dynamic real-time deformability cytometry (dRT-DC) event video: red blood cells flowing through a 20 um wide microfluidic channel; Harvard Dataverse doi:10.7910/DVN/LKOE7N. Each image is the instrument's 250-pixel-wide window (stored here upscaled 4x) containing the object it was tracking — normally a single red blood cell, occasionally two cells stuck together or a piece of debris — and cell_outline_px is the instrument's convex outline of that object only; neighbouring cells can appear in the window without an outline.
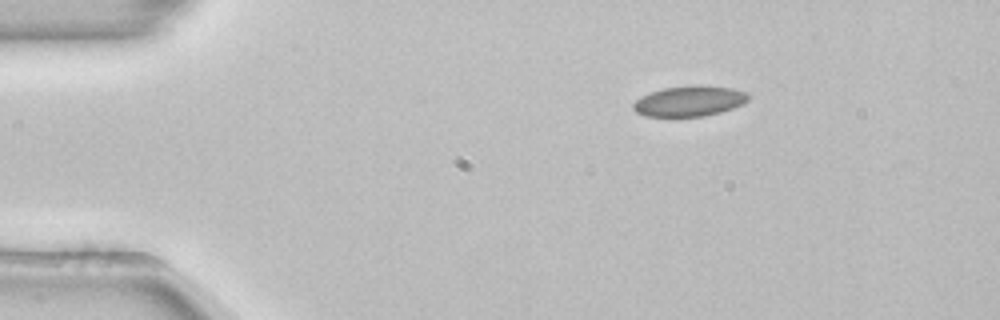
{"species": "common noctule bat (a hibernating species)", "species_latin": "Nyctalus noctula", "temperature_condition": "room temperature", "stored_images_in_passage": 45, "camera_frame_rate_fps": 3000, "um_per_image_px": 0.085, "animal": {"sex": "female", "body_mass_g": 22.7, "forearm_length_mm": 54.2}, "frame": {"image": 1, "passage_image": 1, "time_ms": 0.0, "image_size_px": [1000, 320], "cell_outline_px": [[748, 100], [744, 104], [720, 112], [704, 116], [644, 116], [636, 112], [632, 108], [632, 104], [640, 96], [648, 92], [664, 88], [696, 84], [700, 84], [732, 88], [748, 92]], "centroid_in_image_um": [58.59, 8.57], "position_along_channel_um": 26.4, "area_um2": 20.69}}
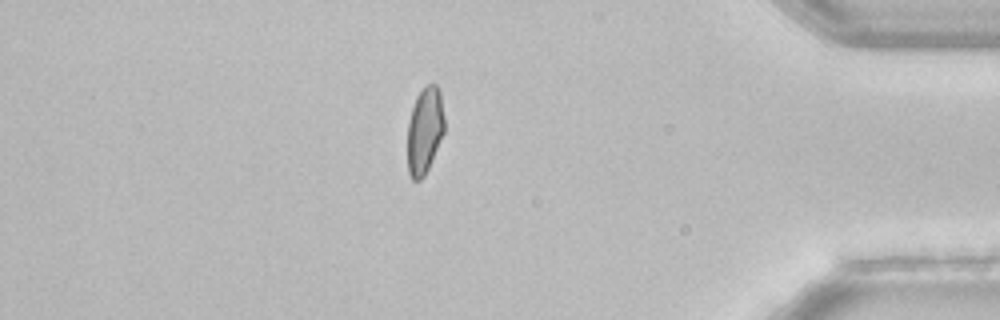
{"frame": {"image": 2, "passage_image": 38, "time_ms": 12.333, "image_size_px": [1000, 320], "cell_outline_px": [[444, 132], [428, 168], [424, 176], [420, 180], [412, 180], [408, 172], [408, 120], [416, 96], [424, 84], [436, 84], [440, 92], [444, 116]], "centroid_in_image_um": [36.09, 11.06], "position_along_channel_um": 399.1, "area_um2": 18.67}}
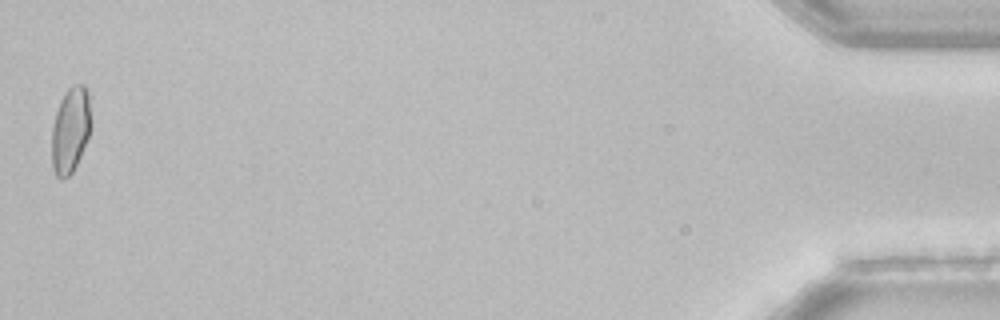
{"frame": {"image": 3, "passage_image": 45, "time_ms": 14.667, "image_size_px": [1000, 320], "cell_outline_px": [[92, 128], [80, 156], [72, 172], [64, 180], [60, 180], [56, 176], [52, 164], [52, 124], [60, 100], [64, 92], [72, 84], [84, 84], [88, 88]], "centroid_in_image_um": [6.0, 11.01], "position_along_channel_um": 429.2, "area_um2": 20.0}, "authors_computed_cell_mechanics": {"area_um2": 19.9988, "velocity_mm_per_s": 3.8756, "shape_relaxation_time_tau1_ms": 6.6123, "shape_relaxation_time_tau2_ms": 0.7991, "deformation_change_tau1": 0.1202, "deformation_change_tau2": 0.0483}}